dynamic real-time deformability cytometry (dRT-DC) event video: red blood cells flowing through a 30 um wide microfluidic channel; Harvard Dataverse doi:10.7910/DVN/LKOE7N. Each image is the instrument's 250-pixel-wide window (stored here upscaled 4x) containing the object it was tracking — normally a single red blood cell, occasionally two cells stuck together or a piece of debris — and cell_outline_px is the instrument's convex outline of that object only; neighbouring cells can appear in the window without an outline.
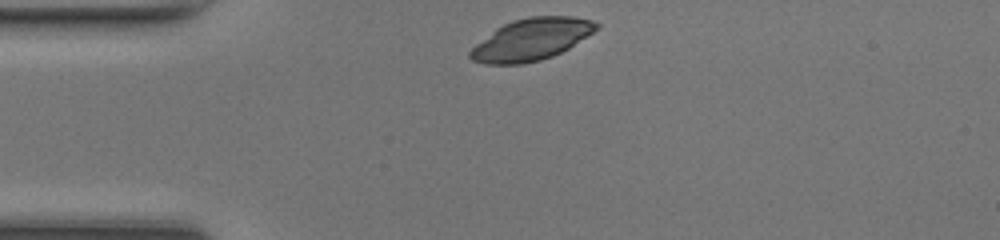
{"species": "common noctule bat (a hibernating species)", "species_latin": "Nyctalus noctula", "temperature_condition": "room temperature", "stored_images_in_passage": 31, "camera_frame_rate_fps": 3000, "um_per_image_px": 0.085, "animal": {"sex": "female", "body_mass_g": 17.0, "forearm_length_mm": 48.0}, "frame": {"image": 1, "passage_image": 1, "time_ms": 0.0, "image_size_px": [1000, 240], "cell_outline_px": [[600, 28], [568, 48], [552, 56], [540, 60], [520, 64], [484, 64], [472, 60], [468, 56], [468, 52], [476, 44], [496, 28], [512, 20], [528, 16], [572, 16], [592, 20], [600, 24]], "centroid_in_image_um": [45.16, 3.34], "position_along_channel_um": 39.8, "area_um2": 30.69}}
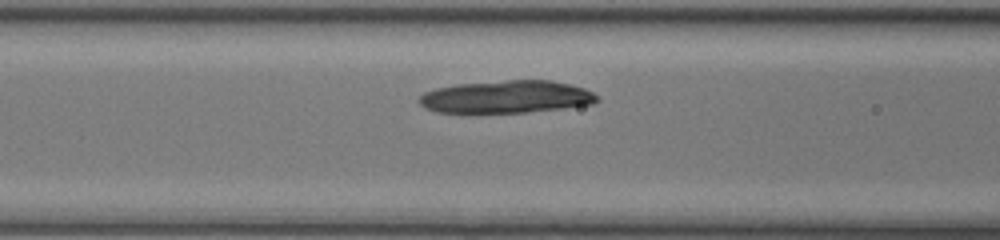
{"frame": {"image": 2, "passage_image": 9, "time_ms": 2.667, "image_size_px": [1000, 240], "cell_outline_px": [[600, 100], [592, 104], [564, 108], [528, 112], [436, 112], [424, 108], [420, 104], [420, 96], [424, 92], [436, 88], [456, 84], [508, 80], [552, 80], [584, 88], [592, 92]], "centroid_in_image_um": [43.04, 8.23], "position_along_channel_um": 123.6, "area_um2": 33.64}}